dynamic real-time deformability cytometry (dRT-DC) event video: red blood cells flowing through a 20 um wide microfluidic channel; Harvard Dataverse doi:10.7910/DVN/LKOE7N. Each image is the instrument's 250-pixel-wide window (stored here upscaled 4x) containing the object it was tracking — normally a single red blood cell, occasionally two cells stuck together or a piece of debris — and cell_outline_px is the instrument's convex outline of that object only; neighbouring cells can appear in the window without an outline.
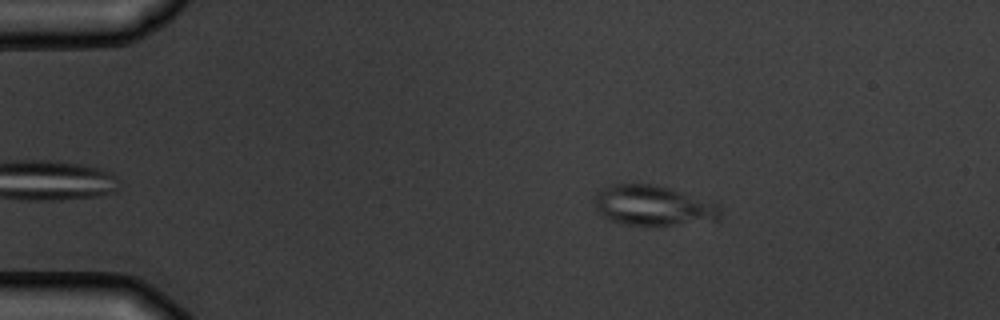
{"species": "common noctule bat (a hibernating species)", "species_latin": "Nyctalus noctula", "temperature_condition": "warm", "stored_images_in_passage": 2, "camera_frame_rate_fps": 3000, "um_per_image_px": 0.085, "animal": {"sex": "male", "body_mass_g": 19.5, "forearm_length_mm": 54.6}, "frame": {"image": 1, "passage_image": 1, "time_ms": 0.0, "image_size_px": [1000, 320], "cell_outline_px": [[724, 212], [720, 220], [672, 224], [624, 224], [608, 220], [596, 212], [596, 192], [600, 188], [612, 184], [652, 184], [668, 188], [720, 204], [724, 208]], "centroid_in_image_um": [55.54, 17.47], "position_along_channel_um": 29.5, "area_um2": 29.42}}